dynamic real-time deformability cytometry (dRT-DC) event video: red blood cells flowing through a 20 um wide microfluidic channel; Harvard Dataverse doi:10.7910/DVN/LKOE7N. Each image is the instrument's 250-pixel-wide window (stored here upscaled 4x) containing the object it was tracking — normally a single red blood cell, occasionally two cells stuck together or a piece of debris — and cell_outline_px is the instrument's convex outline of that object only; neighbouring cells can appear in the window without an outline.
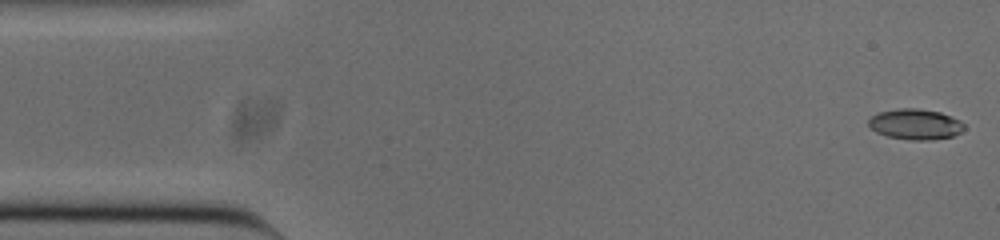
{"species": "common noctule bat (a hibernating species)", "species_latin": "Nyctalus noctula", "temperature_condition": "cold", "stored_images_in_passage": 53, "camera_frame_rate_fps": 3000, "um_per_image_px": 0.085, "animal": {"sex": "male", "body_mass_g": 20.0, "forearm_length_mm": 53.3}, "frame": {"image": 1, "passage_image": 1, "time_ms": 0.0, "image_size_px": [1000, 240], "cell_outline_px": [[964, 128], [960, 132], [952, 136], [928, 140], [912, 140], [888, 136], [876, 132], [868, 124], [868, 120], [872, 116], [880, 112], [896, 108], [920, 108], [940, 112], [952, 116], [960, 120], [964, 124]], "centroid_in_image_um": [77.81, 10.54], "position_along_channel_um": 7.2, "area_um2": 16.99}}
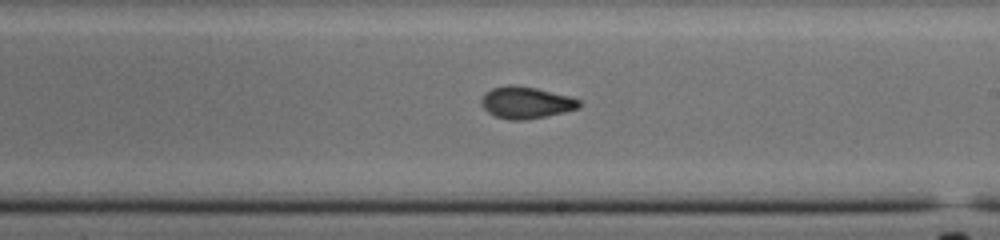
{"frame": {"image": 2, "passage_image": 29, "time_ms": 9.333, "image_size_px": [1000, 240], "cell_outline_px": [[580, 108], [564, 112], [524, 120], [508, 120], [496, 116], [488, 112], [480, 104], [480, 100], [484, 92], [492, 88], [508, 84], [512, 84], [536, 88], [572, 96], [580, 100]], "centroid_in_image_um": [44.7, 8.7], "position_along_channel_um": 244.3, "area_um2": 18.32}}
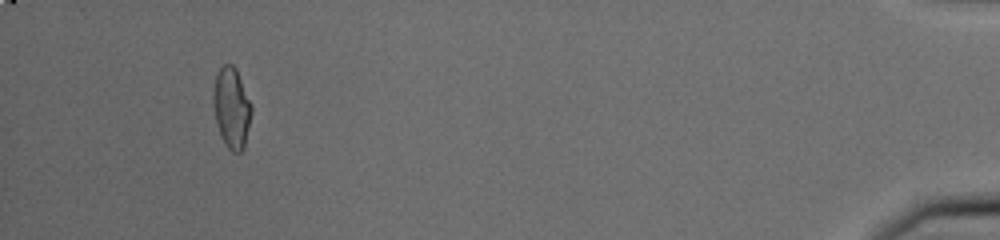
{"frame": {"image": 3, "passage_image": 49, "time_ms": 16.0, "image_size_px": [1000, 240], "cell_outline_px": [[252, 112], [244, 148], [240, 152], [232, 152], [228, 148], [220, 136], [216, 124], [212, 104], [212, 96], [216, 72], [224, 64], [232, 64], [236, 68], [252, 104]], "centroid_in_image_um": [19.67, 9.16], "position_along_channel_um": 415.5, "area_um2": 18.32}, "authors_computed_cell_mechanics": {"area_um2": 17.8024, "velocity_mm_per_s": 3.7895, "shape_relaxation_time_tau1_ms": null, "shape_relaxation_time_tau2_ms": 2.0894, "deformation_change_tau1": null, "deformation_change_tau2": 0.0773}}